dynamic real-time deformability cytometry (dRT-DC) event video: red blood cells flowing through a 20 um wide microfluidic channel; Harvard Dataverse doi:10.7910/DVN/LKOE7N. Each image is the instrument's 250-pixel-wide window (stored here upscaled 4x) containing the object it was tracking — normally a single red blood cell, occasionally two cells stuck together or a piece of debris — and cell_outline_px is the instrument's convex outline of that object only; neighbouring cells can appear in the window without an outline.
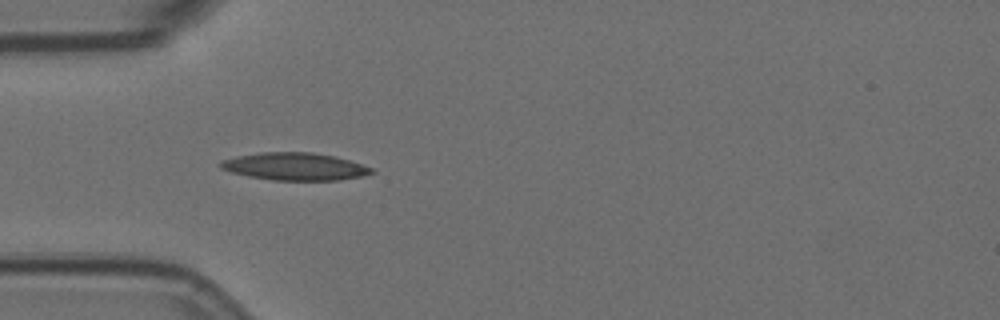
{"species": "Egyptian fruit bat (a non-hibernating species)", "species_latin": "Rousettus aegyptiacus", "temperature_condition": "room temperature", "stored_images_in_passage": 7, "camera_frame_rate_fps": 3000, "um_per_image_px": 0.085, "animal": {"sex": "female"}, "frame": {"image": 1, "passage_image": 4, "time_ms": 1.0, "image_size_px": [1000, 320], "cell_outline_px": [[376, 172], [360, 176], [340, 180], [272, 180], [248, 176], [232, 172], [220, 168], [216, 164], [220, 160], [236, 156], [260, 152], [312, 152], [332, 156], [348, 160], [372, 168]], "centroid_in_image_um": [24.99, 14.15], "position_along_channel_um": 60.0, "area_um2": 24.16}}
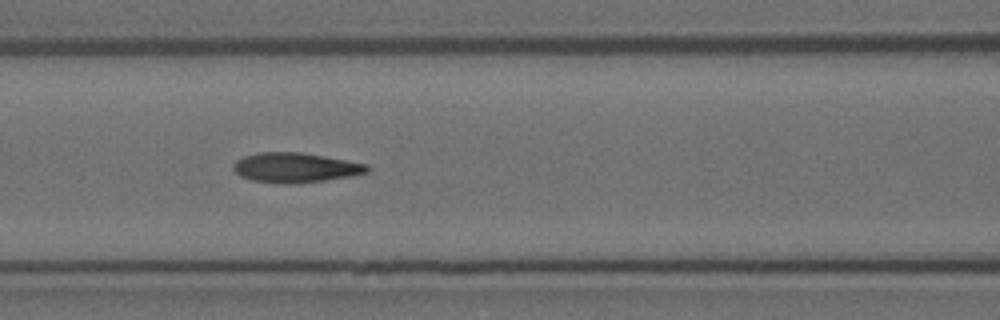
{"frame": {"image": 2, "passage_image": 6, "time_ms": 1.667, "image_size_px": [1000, 320], "cell_outline_px": [[372, 168], [368, 172], [352, 176], [324, 180], [292, 184], [284, 184], [252, 180], [240, 176], [232, 168], [232, 164], [236, 160], [244, 156], [260, 152], [300, 152], [324, 156], [368, 164]], "centroid_in_image_um": [25.11, 14.25], "position_along_channel_um": 141.5, "area_um2": 23.29}}
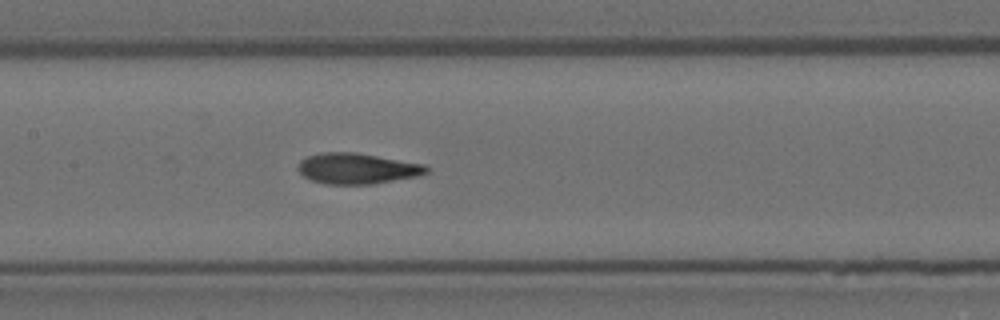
{"frame": {"image": 3, "passage_image": 7, "time_ms": 2.0, "image_size_px": [1000, 320], "cell_outline_px": [[428, 172], [416, 176], [372, 184], [324, 184], [312, 180], [304, 176], [296, 168], [300, 160], [308, 156], [320, 152], [352, 152], [424, 164], [428, 168]], "centroid_in_image_um": [30.3, 14.32], "position_along_channel_um": 177.1, "area_um2": 22.77}}